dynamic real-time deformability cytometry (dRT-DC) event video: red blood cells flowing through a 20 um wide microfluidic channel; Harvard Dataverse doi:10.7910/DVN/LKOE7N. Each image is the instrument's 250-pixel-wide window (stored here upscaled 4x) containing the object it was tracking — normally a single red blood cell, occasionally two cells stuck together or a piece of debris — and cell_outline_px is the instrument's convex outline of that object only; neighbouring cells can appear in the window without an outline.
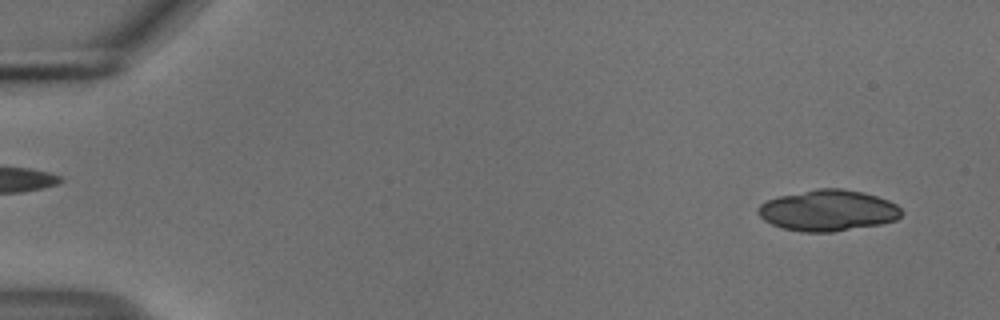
{"species": "common noctule bat (a hibernating species)", "species_latin": "Nyctalus noctula", "temperature_condition": "cold", "stored_images_in_passage": 20, "camera_frame_rate_fps": 3000, "um_per_image_px": 0.085, "animal": {"sex": "male", "body_mass_g": 18.8}, "frame": {"image": 1, "passage_image": 3, "time_ms": 0.667, "image_size_px": [1000, 320], "cell_outline_px": [[904, 212], [896, 220], [880, 224], [832, 232], [800, 232], [780, 228], [764, 220], [756, 212], [760, 204], [776, 196], [816, 188], [840, 188], [864, 192], [888, 200], [896, 204]], "centroid_in_image_um": [70.36, 17.89], "position_along_channel_um": 14.6, "area_um2": 34.62}}